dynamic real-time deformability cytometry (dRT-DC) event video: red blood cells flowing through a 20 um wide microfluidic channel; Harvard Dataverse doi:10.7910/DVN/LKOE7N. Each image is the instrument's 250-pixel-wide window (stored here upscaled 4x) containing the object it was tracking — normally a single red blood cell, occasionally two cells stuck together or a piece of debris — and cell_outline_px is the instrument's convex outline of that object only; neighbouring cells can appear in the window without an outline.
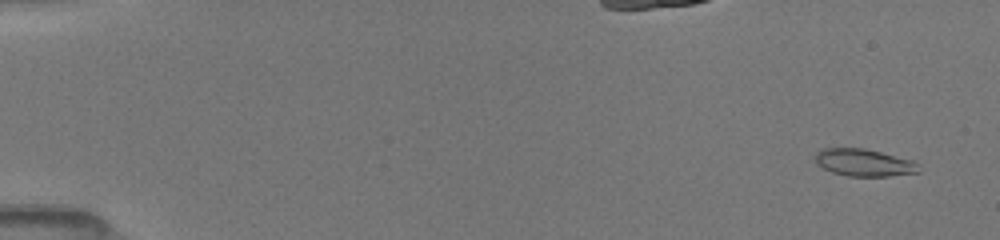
{"species": "common noctule bat (a hibernating species)", "species_latin": "Nyctalus noctula", "temperature_condition": "room temperature", "stored_images_in_passage": 52, "camera_frame_rate_fps": 3000, "um_per_image_px": 0.085, "animal": {"sex": "female", "body_mass_g": 19.5, "forearm_length_mm": 54.1}, "frame": {"image": 1, "passage_image": 3, "time_ms": 0.667, "image_size_px": [1000, 240], "cell_outline_px": [[920, 172], [888, 176], [848, 176], [832, 172], [816, 164], [812, 156], [816, 152], [824, 148], [864, 148], [912, 160], [920, 164]], "centroid_in_image_um": [73.42, 13.82], "position_along_channel_um": 11.6, "area_um2": 16.59}}
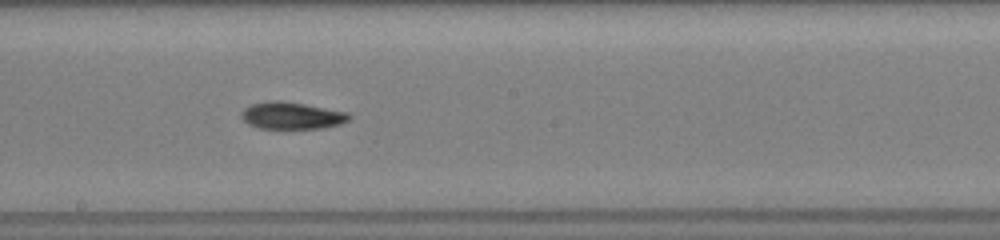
{"frame": {"image": 2, "passage_image": 30, "time_ms": 9.667, "image_size_px": [1000, 240], "cell_outline_px": [[352, 116], [348, 120], [340, 124], [324, 128], [260, 128], [248, 124], [240, 116], [240, 112], [244, 108], [252, 104], [268, 100], [280, 100], [304, 104], [348, 112]], "centroid_in_image_um": [24.78, 9.82], "position_along_channel_um": 223.4, "area_um2": 16.99}}
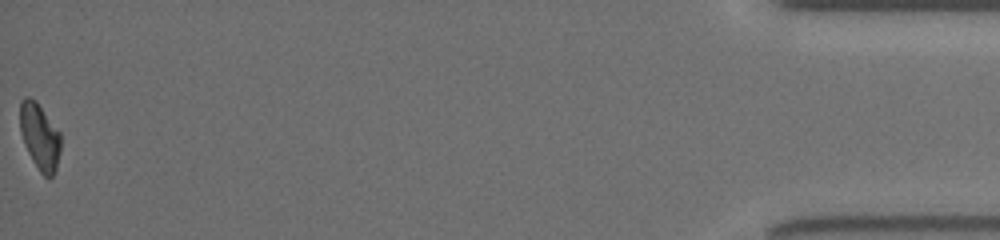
{"frame": {"image": 3, "passage_image": 52, "time_ms": 17.0, "image_size_px": [1000, 240], "cell_outline_px": [[60, 152], [56, 168], [52, 176], [48, 180], [40, 172], [32, 160], [24, 144], [20, 132], [20, 100], [24, 96], [28, 96], [36, 100], [60, 132]], "centroid_in_image_um": [3.37, 11.59], "position_along_channel_um": 431.8, "area_um2": 15.9}, "authors_computed_cell_mechanics": {"area_um2": 16.7042, "velocity_mm_per_s": 4.0498, "shape_relaxation_time_tau1_ms": 5.0003, "shape_relaxation_time_tau2_ms": null, "deformation_change_tau1": 0.1514, "deformation_change_tau2": null}}